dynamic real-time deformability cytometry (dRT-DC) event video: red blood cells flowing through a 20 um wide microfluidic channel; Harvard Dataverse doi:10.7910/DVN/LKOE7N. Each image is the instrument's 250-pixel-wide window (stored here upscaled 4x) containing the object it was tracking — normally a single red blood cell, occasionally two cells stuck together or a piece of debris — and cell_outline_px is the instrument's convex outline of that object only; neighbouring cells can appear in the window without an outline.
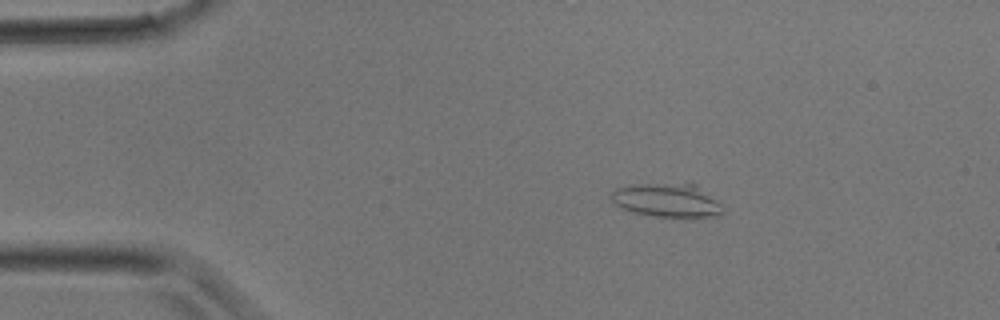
{"species": "common noctule bat (a hibernating species)", "species_latin": "Nyctalus noctula", "temperature_condition": "room temperature", "stored_images_in_passage": 6, "camera_frame_rate_fps": 3000, "um_per_image_px": 0.085, "animal": {"sex": "male", "body_mass_g": 17.9}, "frame": {"image": 1, "passage_image": 1, "time_ms": 0.0, "image_size_px": [1000, 320], "cell_outline_px": [[724, 212], [720, 216], [692, 220], [656, 216], [632, 212], [616, 204], [612, 200], [612, 192], [616, 188], [644, 184], [692, 180], [724, 204]], "centroid_in_image_um": [56.9, 17.03], "position_along_channel_um": 28.1, "area_um2": 23.35}}